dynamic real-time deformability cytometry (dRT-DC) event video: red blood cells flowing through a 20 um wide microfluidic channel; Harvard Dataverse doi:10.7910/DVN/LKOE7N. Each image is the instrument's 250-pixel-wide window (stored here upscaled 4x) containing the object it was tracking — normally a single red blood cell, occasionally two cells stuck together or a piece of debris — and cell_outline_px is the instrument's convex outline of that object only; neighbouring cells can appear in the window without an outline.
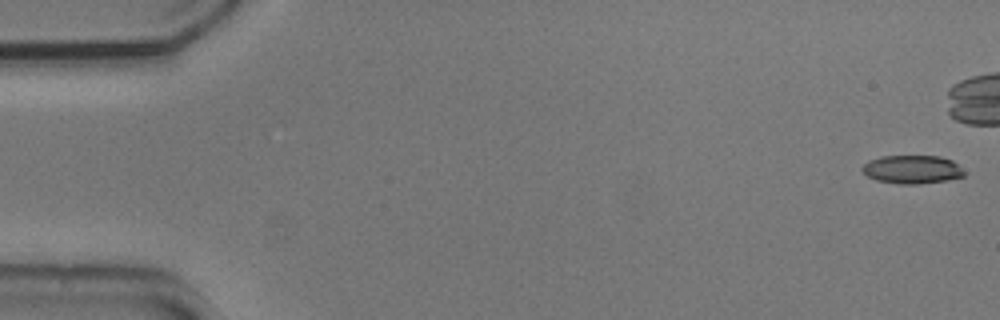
{"species": "common noctule bat (a hibernating species)", "species_latin": "Nyctalus noctula", "temperature_condition": "cold", "stored_images_in_passage": 44, "camera_frame_rate_fps": 3000, "um_per_image_px": 0.085, "animal": {"sex": "male", "body_mass_g": 20.5, "forearm_length_mm": 52.5}, "frame": {"image": 1, "passage_image": 1, "time_ms": 0.0, "image_size_px": [1000, 320], "cell_outline_px": [[964, 176], [948, 180], [916, 184], [900, 184], [876, 180], [868, 176], [860, 168], [868, 160], [880, 156], [940, 156], [952, 160], [964, 172]], "centroid_in_image_um": [77.5, 14.4], "position_along_channel_um": 7.5, "area_um2": 16.82}}
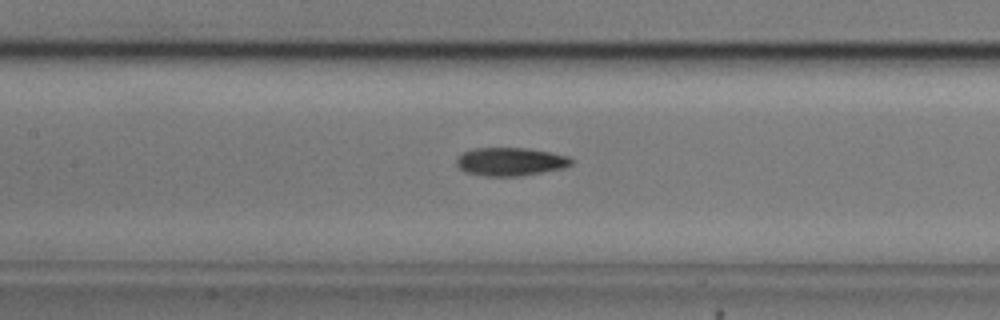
{"frame": {"image": 2, "passage_image": 25, "time_ms": 8.0, "image_size_px": [1000, 320], "cell_outline_px": [[576, 160], [572, 164], [564, 168], [544, 172], [520, 176], [484, 176], [464, 172], [456, 164], [456, 156], [472, 148], [528, 148], [568, 156]], "centroid_in_image_um": [43.38, 13.74], "position_along_channel_um": 164.0, "area_um2": 19.13}}
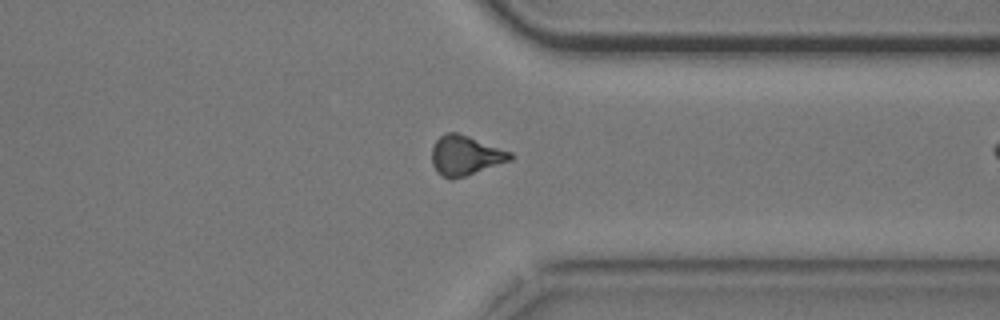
{"frame": {"image": 3, "passage_image": 42, "time_ms": 13.667, "image_size_px": [1000, 320], "cell_outline_px": [[516, 156], [512, 160], [452, 180], [448, 180], [440, 176], [436, 172], [432, 164], [432, 148], [436, 140], [444, 132], [456, 132], [468, 136], [512, 152]], "centroid_in_image_um": [39.54, 13.23], "position_along_channel_um": 371.9, "area_um2": 18.32}}